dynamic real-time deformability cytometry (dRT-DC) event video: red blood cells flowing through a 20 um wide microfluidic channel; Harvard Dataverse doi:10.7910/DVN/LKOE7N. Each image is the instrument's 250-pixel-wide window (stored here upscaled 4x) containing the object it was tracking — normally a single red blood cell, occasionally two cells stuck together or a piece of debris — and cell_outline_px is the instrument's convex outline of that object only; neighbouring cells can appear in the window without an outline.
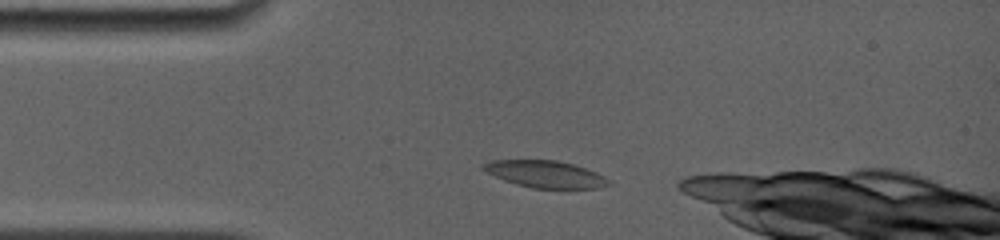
{"species": "common noctule bat (a hibernating species)", "species_latin": "Nyctalus noctula", "temperature_condition": "room temperature", "stored_images_in_passage": 27, "camera_frame_rate_fps": 4000, "um_per_image_px": 0.085, "animal": {"sex": "female", "body_mass_g": 19.0, "forearm_length_mm": 56.7}, "frame": {"image": 1, "passage_image": 1, "time_ms": 0.0, "image_size_px": [1000, 240], "cell_outline_px": [[612, 184], [596, 188], [532, 188], [516, 184], [504, 180], [480, 168], [484, 164], [492, 160], [556, 160], [572, 164], [596, 172], [604, 176]], "centroid_in_image_um": [46.36, 14.8], "position_along_channel_um": 38.6, "area_um2": 19.42}}
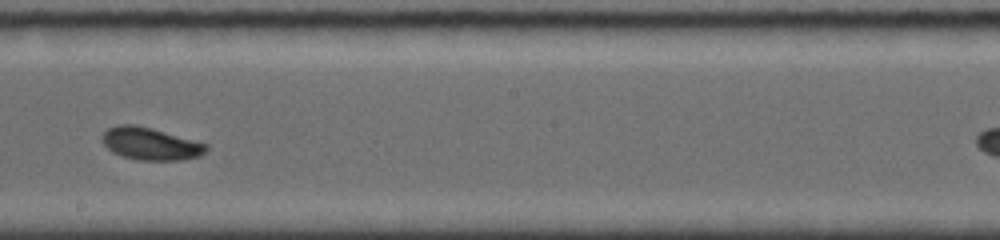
{"frame": {"image": 2, "passage_image": 15, "time_ms": 5.75, "image_size_px": [1000, 240], "cell_outline_px": [[208, 148], [200, 156], [176, 160], [140, 160], [124, 156], [112, 152], [100, 140], [100, 136], [108, 128], [116, 124], [136, 124], [152, 128], [208, 144]], "centroid_in_image_um": [12.75, 12.2], "position_along_channel_um": 235.5, "area_um2": 19.65}}
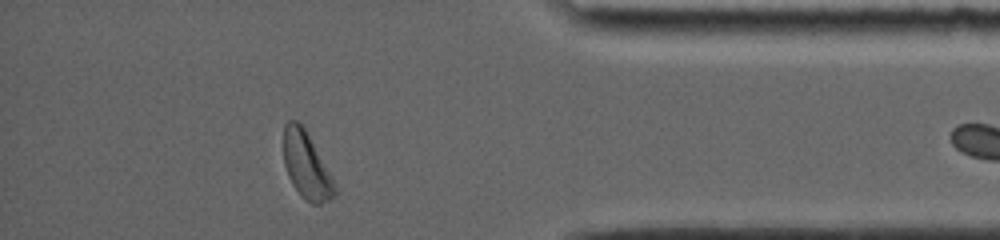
{"frame": {"image": 3, "passage_image": 26, "time_ms": 10.75, "image_size_px": [1000, 240], "cell_outline_px": [[336, 192], [328, 200], [320, 204], [312, 204], [300, 196], [292, 184], [288, 176], [284, 164], [284, 124], [288, 120], [296, 120], [304, 128], [332, 176], [336, 188]], "centroid_in_image_um": [26.03, 14.08], "position_along_channel_um": 409.2, "area_um2": 19.59}}